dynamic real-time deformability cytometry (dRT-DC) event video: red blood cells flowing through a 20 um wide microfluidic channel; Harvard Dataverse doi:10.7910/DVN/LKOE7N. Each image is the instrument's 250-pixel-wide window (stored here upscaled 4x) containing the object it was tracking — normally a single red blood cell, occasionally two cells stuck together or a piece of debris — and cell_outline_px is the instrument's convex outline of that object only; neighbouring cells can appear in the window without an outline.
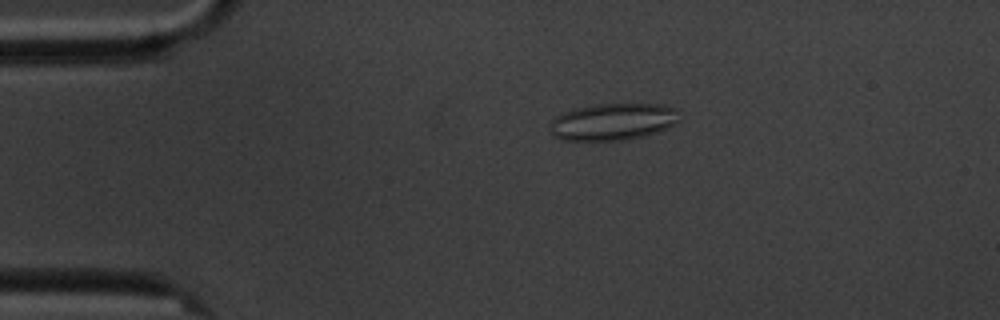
{"species": "common noctule bat (a hibernating species)", "species_latin": "Nyctalus noctula", "temperature_condition": "cold", "stored_images_in_passage": 7, "camera_frame_rate_fps": 3000, "um_per_image_px": 0.085, "animal": {"sex": "male", "body_mass_g": 20.1, "forearm_length_mm": 53.5}, "frame": {"image": 1, "passage_image": 4, "time_ms": 3.333, "image_size_px": [1000, 320], "cell_outline_px": [[680, 120], [668, 128], [644, 136], [624, 140], [560, 140], [552, 136], [552, 120], [556, 116], [564, 112], [576, 108], [596, 104], [664, 104], [680, 108]], "centroid_in_image_um": [52.18, 10.34], "position_along_channel_um": 32.8, "area_um2": 28.09}}
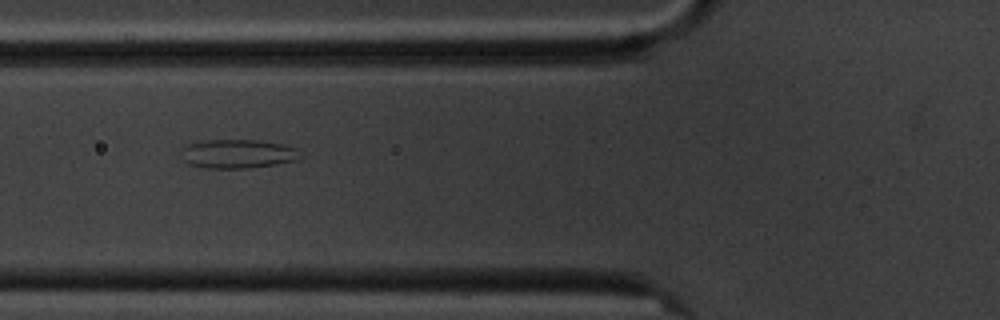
{"frame": {"image": 2, "passage_image": 6, "time_ms": 6.667, "image_size_px": [1000, 320], "cell_outline_px": [[304, 156], [296, 160], [276, 164], [252, 168], [208, 168], [188, 164], [184, 160], [184, 148], [188, 144], [208, 140], [260, 140], [284, 144], [296, 148]], "centroid_in_image_um": [20.3, 13.07], "position_along_channel_um": 105.5, "area_um2": 20.0}}